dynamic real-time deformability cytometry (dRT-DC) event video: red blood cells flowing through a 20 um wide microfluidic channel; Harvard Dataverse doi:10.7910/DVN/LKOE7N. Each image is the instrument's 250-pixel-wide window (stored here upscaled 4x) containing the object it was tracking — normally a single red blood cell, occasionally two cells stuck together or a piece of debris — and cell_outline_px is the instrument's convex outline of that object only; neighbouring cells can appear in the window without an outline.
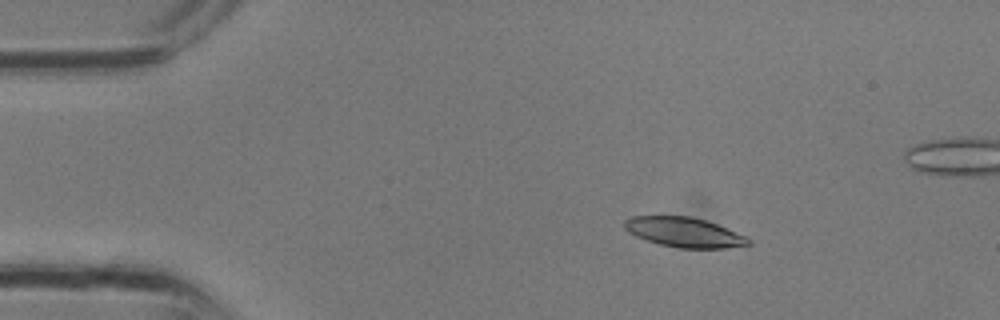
{"species": "common noctule bat (a hibernating species)", "species_latin": "Nyctalus noctula", "temperature_condition": "room temperature", "stored_images_in_passage": 9, "camera_frame_rate_fps": 3000, "um_per_image_px": 0.085, "animal": {"sex": "male", "body_mass_g": 13.3}, "frame": {"image": 1, "passage_image": 1, "time_ms": 0.0, "image_size_px": [1000, 320], "cell_outline_px": [[752, 244], [724, 248], [680, 248], [660, 244], [636, 236], [628, 232], [624, 228], [624, 220], [632, 216], [692, 216], [708, 220], [748, 236], [752, 240]], "centroid_in_image_um": [58.21, 19.73], "position_along_channel_um": 26.8, "area_um2": 21.73}}
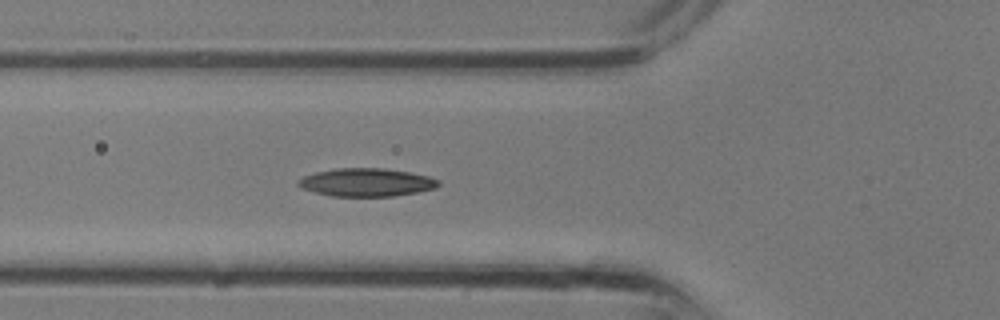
{"frame": {"image": 2, "passage_image": 7, "time_ms": 2.0, "image_size_px": [1000, 320], "cell_outline_px": [[440, 184], [436, 188], [416, 192], [392, 196], [332, 196], [316, 192], [304, 188], [296, 184], [296, 180], [304, 176], [316, 172], [336, 168], [384, 168], [412, 172], [428, 176], [440, 180]], "centroid_in_image_um": [31.17, 15.49], "position_along_channel_um": 94.6, "area_um2": 22.95}}
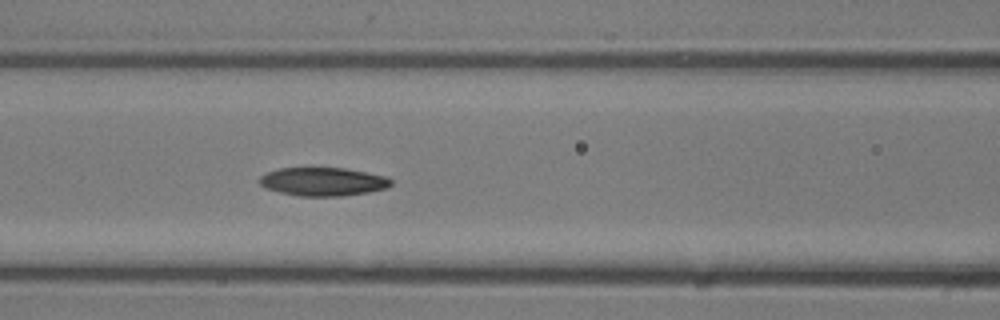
{"frame": {"image": 3, "passage_image": 9, "time_ms": 2.667, "image_size_px": [1000, 320], "cell_outline_px": [[392, 184], [388, 188], [368, 192], [340, 196], [300, 196], [280, 192], [264, 188], [260, 184], [260, 176], [268, 172], [280, 168], [348, 168], [384, 176], [392, 180]], "centroid_in_image_um": [27.46, 15.44], "position_along_channel_um": 139.1, "area_um2": 21.73}}